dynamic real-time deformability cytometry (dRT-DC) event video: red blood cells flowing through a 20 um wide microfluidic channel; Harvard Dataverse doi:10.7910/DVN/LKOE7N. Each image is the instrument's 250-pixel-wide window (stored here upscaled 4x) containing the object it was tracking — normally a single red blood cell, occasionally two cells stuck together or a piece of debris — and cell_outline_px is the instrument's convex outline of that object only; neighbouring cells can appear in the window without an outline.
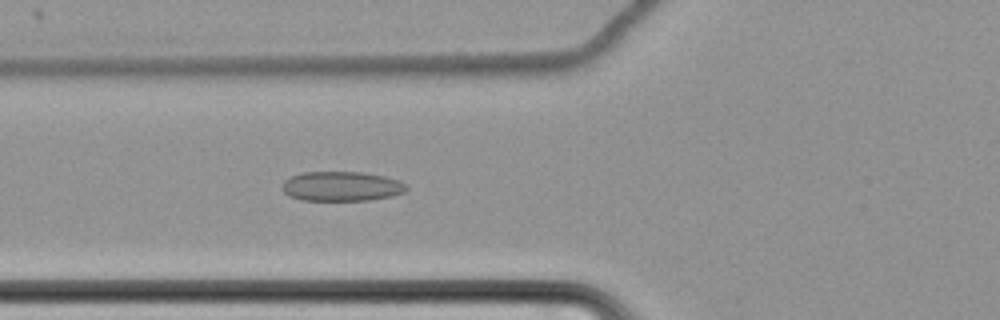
{"species": "common noctule bat (a hibernating species)", "species_latin": "Nyctalus noctula", "temperature_condition": "cold", "stored_images_in_passage": 65, "camera_frame_rate_fps": 3000, "um_per_image_px": 0.085, "animal": {"sex": "female", "body_mass_g": 22.7, "forearm_length_mm": 54.2}, "frame": {"image": 1, "passage_image": 28, "time_ms": 9.0, "image_size_px": [1000, 320], "cell_outline_px": [[408, 188], [404, 192], [392, 196], [368, 200], [300, 200], [288, 196], [284, 192], [284, 180], [292, 176], [304, 172], [360, 172], [384, 176], [400, 180]], "centroid_in_image_um": [29.04, 15.84], "position_along_channel_um": 96.8, "area_um2": 21.33}}
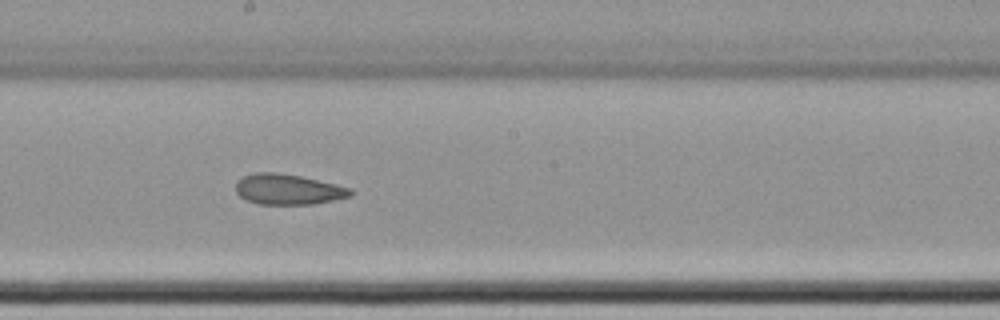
{"frame": {"image": 2, "passage_image": 39, "time_ms": 12.667, "image_size_px": [1000, 320], "cell_outline_px": [[352, 196], [312, 204], [260, 204], [248, 200], [240, 196], [236, 192], [236, 180], [252, 172], [276, 172], [300, 176], [336, 184], [352, 188]], "centroid_in_image_um": [24.47, 16.08], "position_along_channel_um": 223.7, "area_um2": 20.35}}
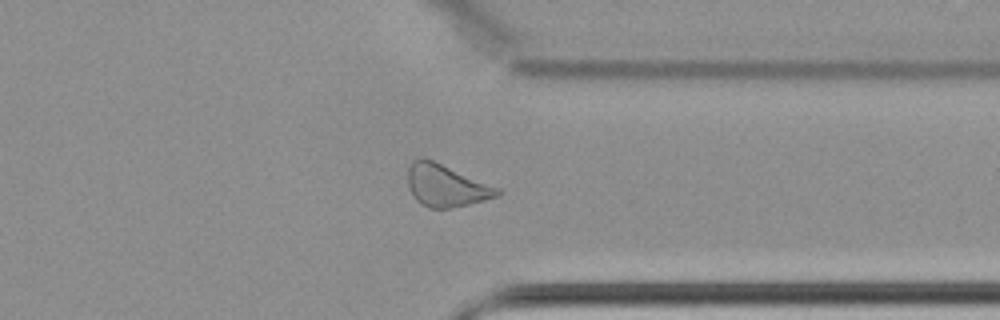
{"frame": {"image": 3, "passage_image": 52, "time_ms": 17.0, "image_size_px": [1000, 320], "cell_outline_px": [[504, 192], [500, 196], [468, 204], [448, 208], [428, 208], [420, 204], [412, 196], [408, 184], [408, 168], [412, 160], [420, 156], [432, 160], [500, 188]], "centroid_in_image_um": [37.91, 15.77], "position_along_channel_um": 373.5, "area_um2": 22.08}, "authors_computed_cell_mechanics": {"area_um2": 23.5824, "velocity_mm_per_s": 3.4661, "shape_relaxation_time_tau1_ms": null, "shape_relaxation_time_tau2_ms": 3.2222, "deformation_change_tau1": null, "deformation_change_tau2": 0.0973}}